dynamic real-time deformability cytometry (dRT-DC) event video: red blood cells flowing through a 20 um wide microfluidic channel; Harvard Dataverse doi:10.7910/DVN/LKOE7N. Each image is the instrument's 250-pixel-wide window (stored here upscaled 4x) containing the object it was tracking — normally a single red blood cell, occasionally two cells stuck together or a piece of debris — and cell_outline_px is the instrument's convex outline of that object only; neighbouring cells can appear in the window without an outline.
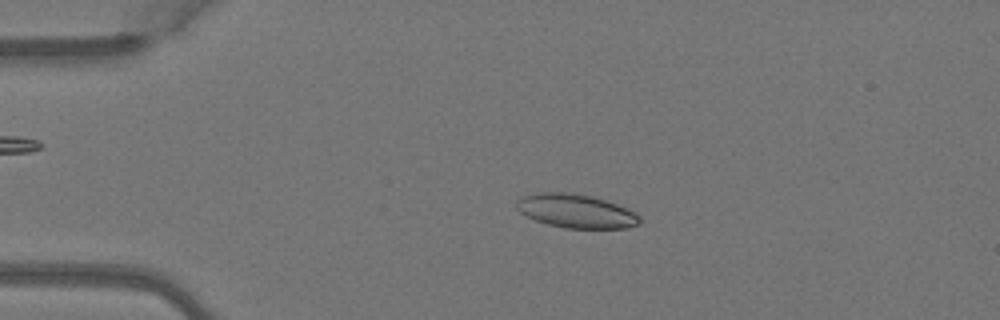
{"species": "Egyptian fruit bat (a non-hibernating species)", "species_latin": "Rousettus aegyptiacus", "temperature_condition": "warm", "stored_images_in_passage": 4, "camera_frame_rate_fps": 3000, "um_per_image_px": 0.085, "animal": {"sex": "female"}, "frame": {"image": 1, "passage_image": 3, "time_ms": 0.667, "image_size_px": [1000, 320], "cell_outline_px": [[640, 224], [624, 228], [564, 228], [548, 224], [524, 216], [516, 208], [516, 200], [520, 196], [532, 192], [572, 192], [592, 196], [628, 208], [636, 212], [640, 216]], "centroid_in_image_um": [48.92, 17.92], "position_along_channel_um": 36.1, "area_um2": 24.57}}